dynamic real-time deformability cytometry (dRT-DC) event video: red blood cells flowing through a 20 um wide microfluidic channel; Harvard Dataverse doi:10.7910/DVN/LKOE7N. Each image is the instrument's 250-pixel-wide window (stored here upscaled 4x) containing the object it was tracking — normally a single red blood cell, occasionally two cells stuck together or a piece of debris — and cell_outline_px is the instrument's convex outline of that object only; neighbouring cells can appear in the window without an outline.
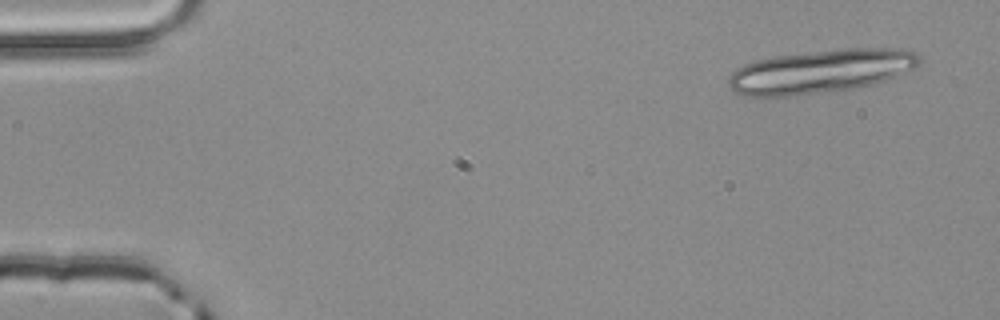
{"species": "common noctule bat (a hibernating species)", "species_latin": "Nyctalus noctula", "temperature_condition": "room temperature", "stored_images_in_passage": 5, "segment_of_instrument_passage": [2, 2], "camera_frame_rate_fps": 3000, "um_per_image_px": 0.085, "animal": {"sex": "male", "body_mass_g": 20.4}, "frame": {"image": 1, "passage_image": 5, "time_ms": 1.333, "image_size_px": [1000, 320], "cell_outline_px": [[924, 60], [916, 68], [900, 76], [872, 84], [856, 88], [788, 96], [744, 96], [736, 92], [728, 84], [728, 76], [736, 68], [744, 64], [756, 60], [776, 56], [844, 48], [900, 48], [916, 52]], "centroid_in_image_um": [69.83, 6.05], "position_along_channel_um": 15.2, "area_um2": 48.67}}